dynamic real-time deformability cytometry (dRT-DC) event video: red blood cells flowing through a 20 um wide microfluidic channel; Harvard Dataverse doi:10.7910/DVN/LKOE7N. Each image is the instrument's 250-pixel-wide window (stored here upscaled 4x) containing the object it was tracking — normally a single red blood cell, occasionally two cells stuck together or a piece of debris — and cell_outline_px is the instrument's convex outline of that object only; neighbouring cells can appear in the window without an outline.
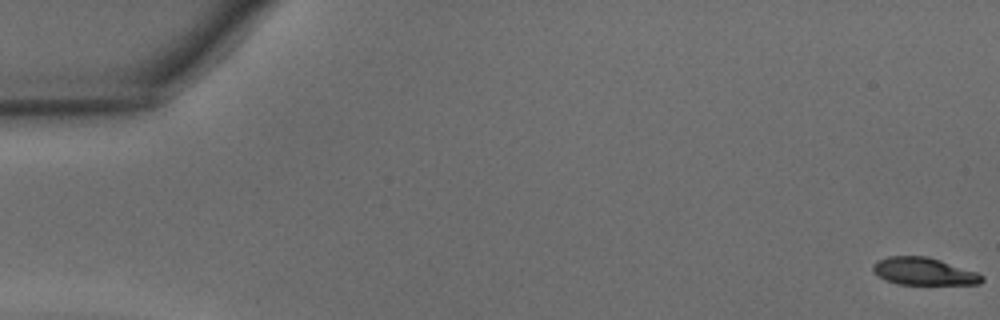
{"species": "common noctule bat (a hibernating species)", "species_latin": "Nyctalus noctula", "temperature_condition": "warm", "stored_images_in_passage": 43, "camera_frame_rate_fps": 3000, "um_per_image_px": 0.085, "animal": {"sex": "male", "body_mass_g": 15.6}, "frame": {"image": 1, "passage_image": 1, "time_ms": 0.0, "image_size_px": [1000, 320], "cell_outline_px": [[984, 280], [980, 284], [896, 284], [884, 280], [872, 272], [872, 264], [876, 260], [888, 256], [928, 256], [976, 272], [984, 276]], "centroid_in_image_um": [78.46, 23.06], "position_along_channel_um": 6.5, "area_um2": 17.57}}
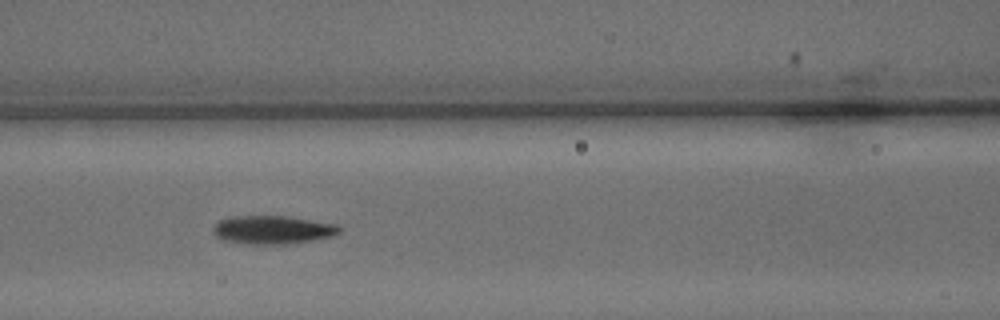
{"frame": {"image": 2, "passage_image": 21, "time_ms": 6.667, "image_size_px": [1000, 320], "cell_outline_px": [[340, 232], [332, 236], [312, 240], [288, 244], [248, 244], [224, 240], [216, 236], [212, 232], [212, 224], [216, 220], [232, 216], [284, 216], [336, 224], [340, 228]], "centroid_in_image_um": [23.09, 19.53], "position_along_channel_um": 143.5, "area_um2": 20.92}}
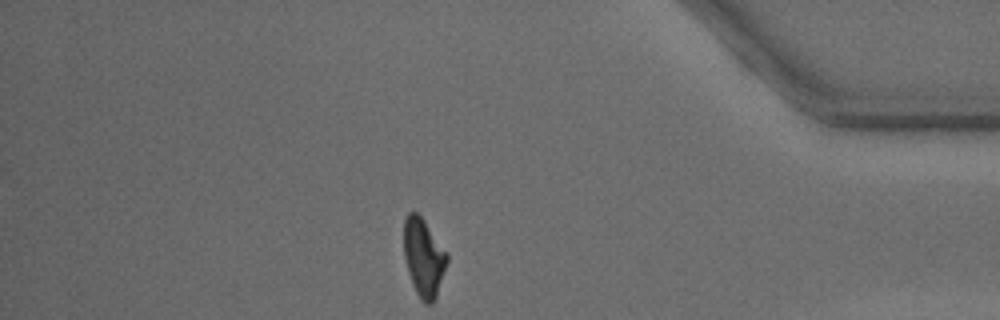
{"frame": {"image": 3, "passage_image": 41, "time_ms": 13.333, "image_size_px": [1000, 320], "cell_outline_px": [[448, 260], [436, 296], [432, 304], [424, 304], [416, 292], [412, 284], [408, 272], [404, 256], [404, 220], [408, 212], [416, 212], [424, 220], [448, 252]], "centroid_in_image_um": [36.01, 21.88], "position_along_channel_um": 399.2, "area_um2": 19.65}, "authors_computed_cell_mechanics": {"area_um2": 19.8832, "velocity_mm_per_s": 4.3469, "shape_relaxation_time_tau1_ms": 2.7781, "shape_relaxation_time_tau2_ms": 3.8799, "deformation_change_tau1": 0.1463, "deformation_change_tau2": 0.1148}}